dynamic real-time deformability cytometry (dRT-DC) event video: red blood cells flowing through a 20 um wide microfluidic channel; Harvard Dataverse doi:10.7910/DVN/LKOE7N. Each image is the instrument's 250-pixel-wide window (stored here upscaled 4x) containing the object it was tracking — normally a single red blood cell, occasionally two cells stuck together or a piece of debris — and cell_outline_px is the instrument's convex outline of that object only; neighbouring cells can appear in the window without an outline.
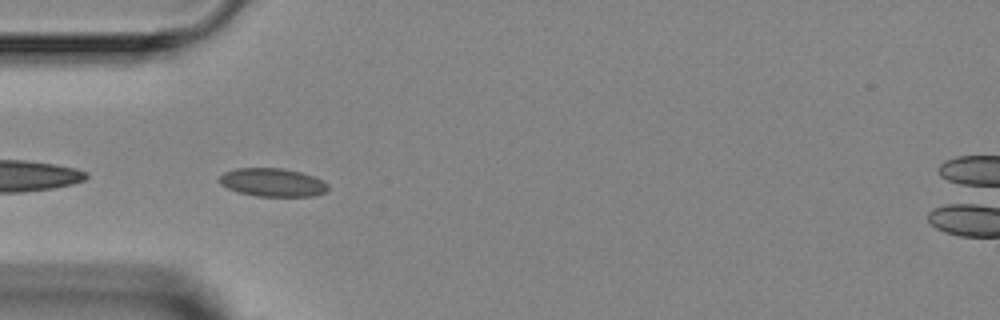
{"species": "Egyptian fruit bat (a non-hibernating species)", "species_latin": "Rousettus aegyptiacus", "temperature_condition": "room temperature", "stored_images_in_passage": 7, "camera_frame_rate_fps": 3000, "um_per_image_px": 0.085, "animal": {"sex": "female"}, "frame": {"image": 1, "passage_image": 4, "time_ms": 3.333, "image_size_px": [1000, 320], "cell_outline_px": [[328, 188], [324, 192], [312, 196], [256, 196], [240, 192], [228, 188], [220, 184], [216, 180], [224, 172], [236, 168], [280, 168], [300, 172], [312, 176], [328, 184]], "centroid_in_image_um": [23.11, 15.5], "position_along_channel_um": 61.9, "area_um2": 17.74}}
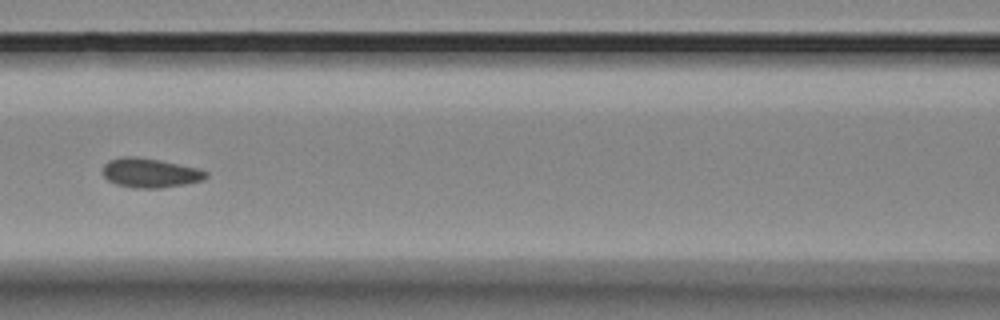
{"frame": {"image": 2, "passage_image": 6, "time_ms": 5.667, "image_size_px": [1000, 320], "cell_outline_px": [[208, 176], [204, 180], [184, 184], [160, 188], [136, 188], [116, 184], [108, 180], [104, 176], [104, 164], [108, 160], [120, 156], [136, 156], [160, 160], [196, 168], [208, 172]], "centroid_in_image_um": [12.75, 14.69], "position_along_channel_um": 153.9, "area_um2": 17.63}}
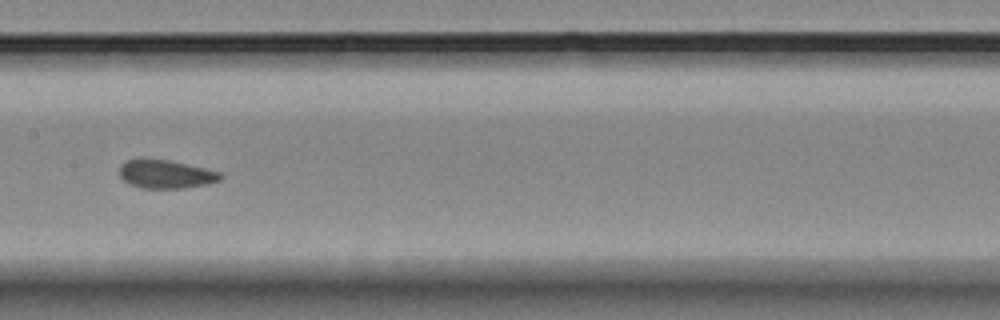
{"frame": {"image": 3, "passage_image": 7, "time_ms": 6.667, "image_size_px": [1000, 320], "cell_outline_px": [[224, 176], [220, 180], [208, 184], [184, 188], [144, 188], [128, 184], [120, 176], [120, 164], [128, 160], [140, 156], [144, 156], [168, 160], [204, 168], [220, 172]], "centroid_in_image_um": [14.05, 14.77], "position_along_channel_um": 193.3, "area_um2": 17.11}}